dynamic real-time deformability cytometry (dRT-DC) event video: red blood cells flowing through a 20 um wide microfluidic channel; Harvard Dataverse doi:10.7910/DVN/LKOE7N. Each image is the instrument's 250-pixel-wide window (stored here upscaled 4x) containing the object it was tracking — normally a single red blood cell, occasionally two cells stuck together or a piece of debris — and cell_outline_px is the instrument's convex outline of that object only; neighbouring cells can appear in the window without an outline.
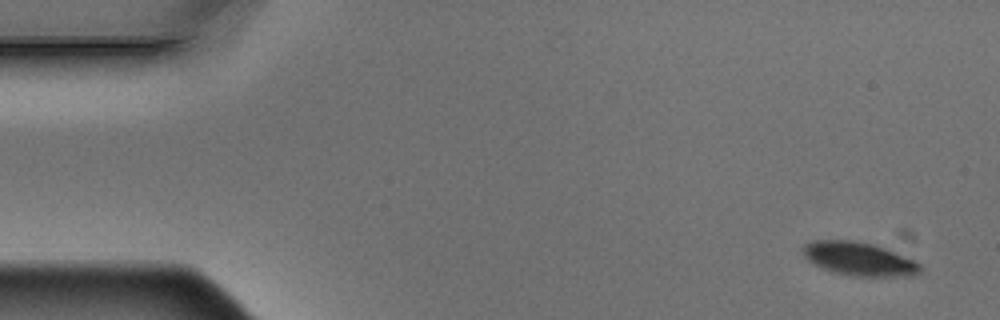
{"species": "Egyptian fruit bat (a non-hibernating species)", "species_latin": "Rousettus aegyptiacus", "temperature_condition": "warm", "stored_images_in_passage": 8, "camera_frame_rate_fps": 3000, "um_per_image_px": 0.085, "animal": {"sex": "male"}, "frame": {"image": 1, "passage_image": 1, "time_ms": 0.0, "image_size_px": [1000, 320], "cell_outline_px": [[924, 268], [920, 272], [912, 276], [852, 276], [832, 272], [812, 264], [804, 256], [800, 248], [804, 244], [812, 240], [852, 240], [876, 244], [888, 248], [916, 260]], "centroid_in_image_um": [73.03, 21.99], "position_along_channel_um": 12.0, "area_um2": 23.52}}
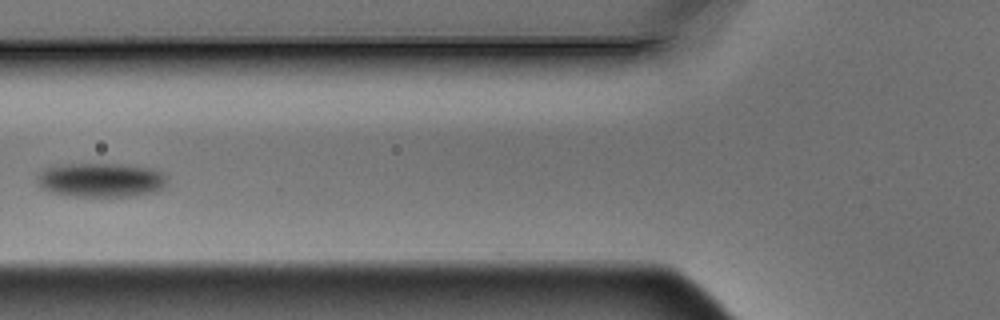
{"frame": {"image": 2, "passage_image": 6, "time_ms": 1.667, "image_size_px": [1000, 320], "cell_outline_px": [[168, 184], [164, 188], [156, 192], [136, 196], [68, 196], [52, 192], [40, 188], [36, 180], [36, 176], [44, 168], [64, 164], [128, 164], [152, 168], [168, 176]], "centroid_in_image_um": [8.62, 15.3], "position_along_channel_um": 117.2, "area_um2": 26.47}}
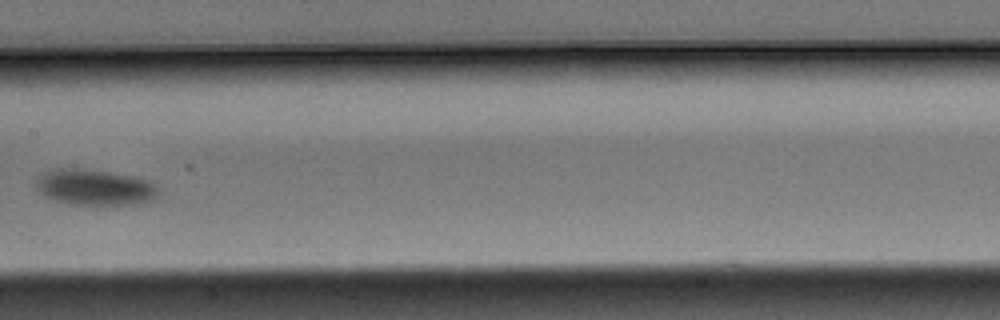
{"frame": {"image": 3, "passage_image": 8, "time_ms": 2.333, "image_size_px": [1000, 320], "cell_outline_px": [[160, 196], [152, 200], [136, 204], [68, 204], [52, 200], [44, 196], [36, 188], [36, 176], [44, 172], [56, 168], [72, 168], [108, 172], [132, 176], [148, 180], [156, 188]], "centroid_in_image_um": [8.0, 15.92], "position_along_channel_um": 199.4, "area_um2": 25.55}}